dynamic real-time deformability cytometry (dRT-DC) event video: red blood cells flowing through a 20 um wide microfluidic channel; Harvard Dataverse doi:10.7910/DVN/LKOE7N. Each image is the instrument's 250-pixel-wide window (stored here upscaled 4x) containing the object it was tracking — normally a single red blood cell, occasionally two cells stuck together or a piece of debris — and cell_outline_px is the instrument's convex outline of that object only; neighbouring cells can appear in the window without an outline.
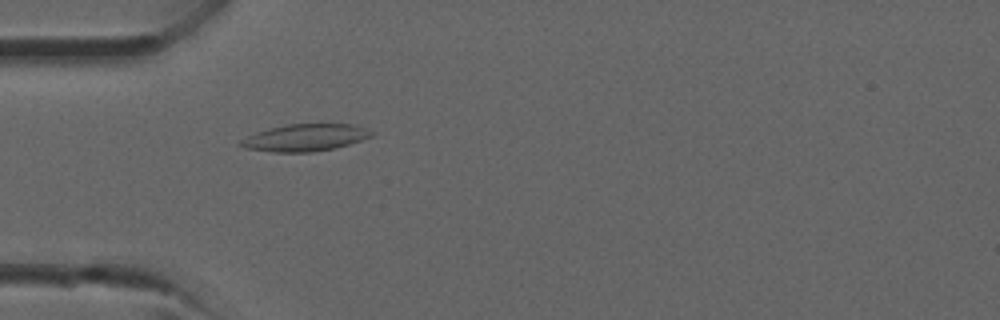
{"species": "common noctule bat (a hibernating species)", "species_latin": "Nyctalus noctula", "temperature_condition": "room temperature", "stored_images_in_passage": 3, "camera_frame_rate_fps": 3000, "um_per_image_px": 0.085, "animal": {"sex": "male", "forearm_length_mm": 52.5}, "frame": {"image": 1, "passage_image": 3, "time_ms": 0.667, "image_size_px": [1000, 320], "cell_outline_px": [[376, 132], [372, 136], [348, 144], [332, 148], [312, 152], [272, 152], [244, 148], [236, 144], [248, 136], [256, 132], [268, 128], [288, 124], [352, 124]], "centroid_in_image_um": [25.9, 11.7], "position_along_channel_um": 59.1, "area_um2": 20.52}}